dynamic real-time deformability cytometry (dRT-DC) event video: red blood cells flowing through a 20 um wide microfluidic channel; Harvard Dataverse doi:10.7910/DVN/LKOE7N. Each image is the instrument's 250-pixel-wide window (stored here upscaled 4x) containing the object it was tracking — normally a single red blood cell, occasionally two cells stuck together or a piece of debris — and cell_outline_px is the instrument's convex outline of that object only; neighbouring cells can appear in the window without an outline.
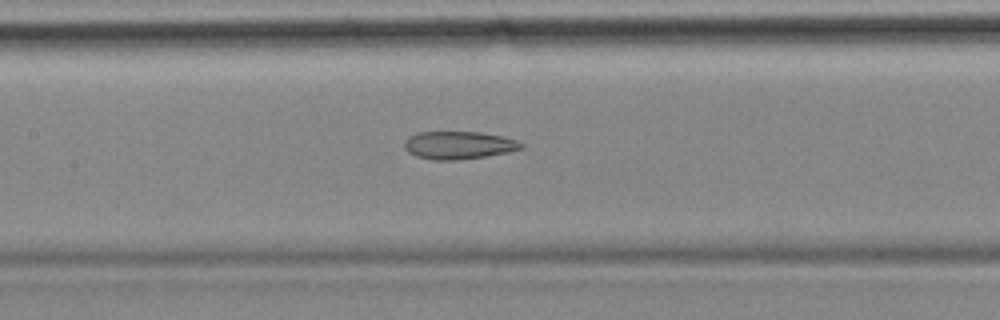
{"species": "common noctule bat (a hibernating species)", "species_latin": "Nyctalus noctula", "temperature_condition": "cold", "stored_images_in_passage": 19, "camera_frame_rate_fps": 3000, "um_per_image_px": 0.085, "animal": {"sex": "female", "body_mass_g": 18.4}, "frame": {"image": 1, "passage_image": 14, "time_ms": 4.333, "image_size_px": [1000, 320], "cell_outline_px": [[524, 148], [508, 152], [484, 156], [456, 160], [432, 160], [416, 156], [408, 152], [404, 148], [404, 144], [408, 136], [416, 132], [480, 132], [500, 136], [516, 140], [524, 144]], "centroid_in_image_um": [38.96, 12.34], "position_along_channel_um": 168.4, "area_um2": 18.9}}